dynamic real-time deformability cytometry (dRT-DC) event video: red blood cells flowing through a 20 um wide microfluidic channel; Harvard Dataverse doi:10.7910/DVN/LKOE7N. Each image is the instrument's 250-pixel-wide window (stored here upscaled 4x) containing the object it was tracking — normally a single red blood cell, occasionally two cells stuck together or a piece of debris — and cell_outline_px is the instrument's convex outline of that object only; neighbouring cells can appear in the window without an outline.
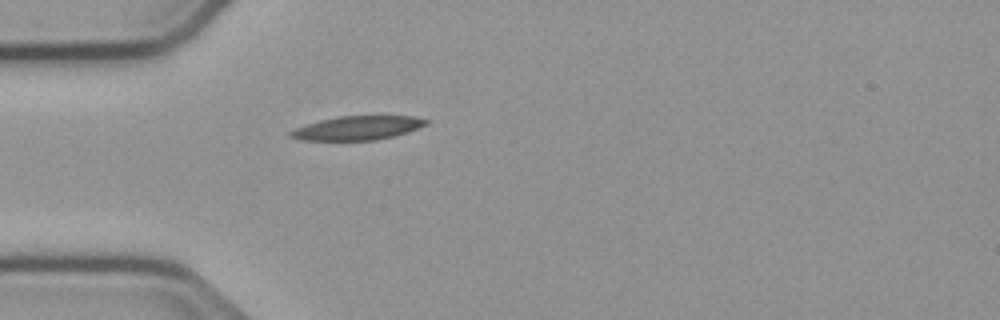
{"species": "common noctule bat (a hibernating species)", "species_latin": "Nyctalus noctula", "temperature_condition": "cold", "stored_images_in_passage": 40, "camera_frame_rate_fps": 3000, "um_per_image_px": 0.085, "animal": {"sex": "male", "body_mass_g": 23.1, "forearm_length_mm": 52.7}, "frame": {"image": 1, "passage_image": 1, "time_ms": 0.0, "image_size_px": [1000, 320], "cell_outline_px": [[432, 120], [428, 124], [408, 132], [376, 140], [300, 140], [288, 136], [288, 132], [296, 128], [320, 120], [336, 116], [412, 116]], "centroid_in_image_um": [30.41, 10.87], "position_along_channel_um": 54.6, "area_um2": 18.9}}
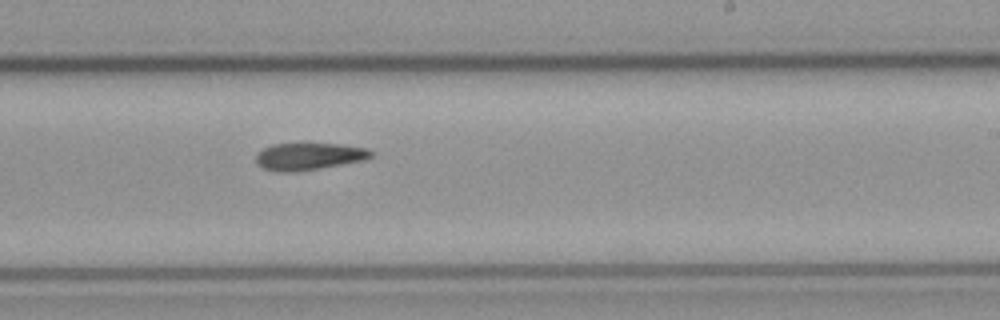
{"frame": {"image": 2, "passage_image": 18, "time_ms": 5.667, "image_size_px": [1000, 320], "cell_outline_px": [[372, 156], [364, 160], [320, 168], [296, 172], [276, 172], [264, 168], [256, 164], [256, 152], [272, 144], [300, 140], [304, 140], [340, 144], [368, 148], [372, 152]], "centroid_in_image_um": [26.2, 13.23], "position_along_channel_um": 262.8, "area_um2": 19.25}}
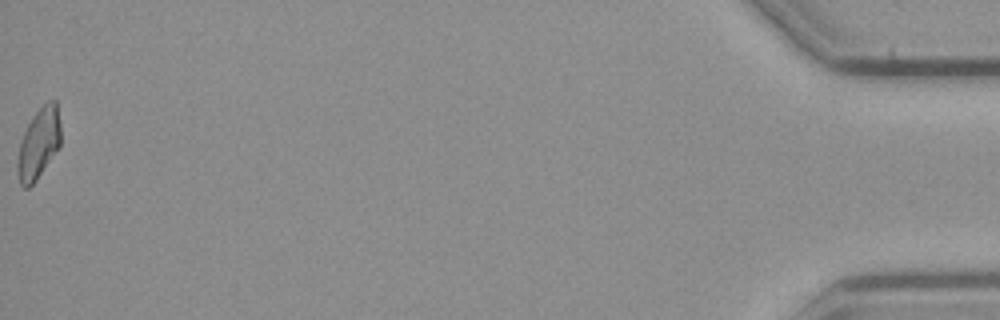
{"frame": {"image": 3, "passage_image": 40, "time_ms": 13.0, "image_size_px": [1000, 320], "cell_outline_px": [[60, 144], [36, 180], [28, 188], [24, 188], [20, 184], [16, 172], [16, 164], [20, 140], [32, 116], [48, 100], [56, 100], [60, 120]], "centroid_in_image_um": [3.26, 12.19], "position_along_channel_um": 431.9, "area_um2": 17.74}}